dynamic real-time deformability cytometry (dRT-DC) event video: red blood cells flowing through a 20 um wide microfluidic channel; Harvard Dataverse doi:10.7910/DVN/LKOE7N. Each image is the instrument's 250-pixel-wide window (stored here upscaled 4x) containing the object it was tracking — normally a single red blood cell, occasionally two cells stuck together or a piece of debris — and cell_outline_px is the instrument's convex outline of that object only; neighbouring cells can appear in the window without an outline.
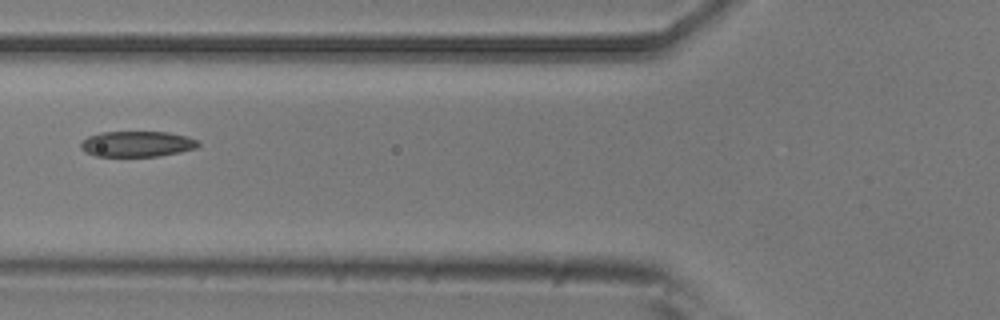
{"species": "common noctule bat (a hibernating species)", "species_latin": "Nyctalus noctula", "temperature_condition": "room temperature", "stored_images_in_passage": 3, "camera_frame_rate_fps": 3000, "um_per_image_px": 0.085, "animal": {"sex": "male", "body_mass_g": 20.5, "forearm_length_mm": 52.5}, "frame": {"image": 1, "passage_image": 2, "time_ms": 0.333, "image_size_px": [1000, 320], "cell_outline_px": [[200, 144], [196, 148], [180, 152], [160, 156], [96, 156], [84, 152], [80, 148], [80, 144], [88, 136], [100, 132], [168, 132], [188, 136], [196, 140]], "centroid_in_image_um": [11.64, 12.23], "position_along_channel_um": 114.2, "area_um2": 17.63}}
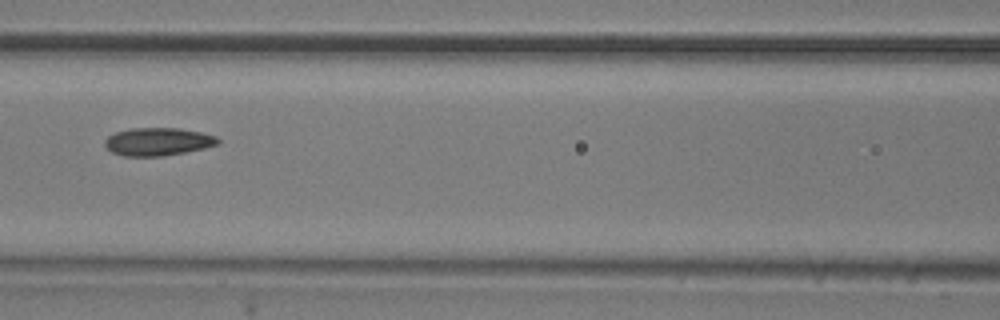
{"frame": {"image": 2, "passage_image": 3, "time_ms": 0.667, "image_size_px": [1000, 320], "cell_outline_px": [[220, 144], [204, 148], [164, 156], [124, 156], [112, 152], [104, 144], [104, 140], [108, 136], [116, 132], [132, 128], [180, 128], [200, 132], [216, 136], [220, 140]], "centroid_in_image_um": [13.43, 12.04], "position_along_channel_um": 153.2, "area_um2": 18.38}}